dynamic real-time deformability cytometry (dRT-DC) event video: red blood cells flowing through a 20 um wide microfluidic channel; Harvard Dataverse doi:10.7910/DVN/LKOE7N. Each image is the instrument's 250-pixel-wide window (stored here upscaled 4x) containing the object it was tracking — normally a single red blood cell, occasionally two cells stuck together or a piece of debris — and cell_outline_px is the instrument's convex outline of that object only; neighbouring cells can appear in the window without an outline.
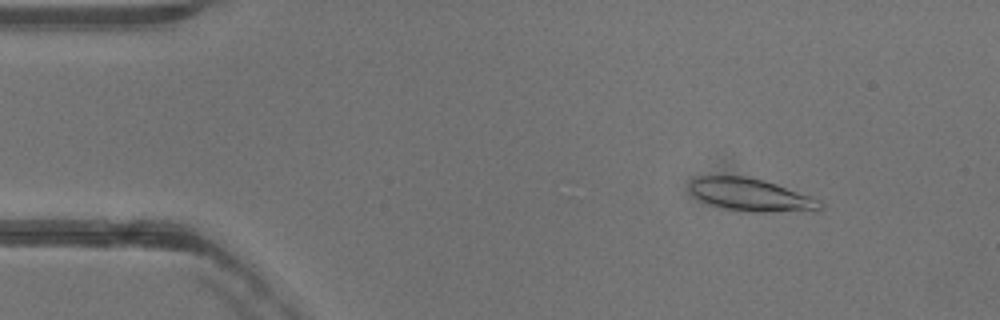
{"species": "common noctule bat (a hibernating species)", "species_latin": "Nyctalus noctula", "temperature_condition": "warm", "stored_images_in_passage": 49, "camera_frame_rate_fps": 3000, "um_per_image_px": 0.085, "animal": {"sex": "female"}, "frame": {"image": 1, "passage_image": 6, "time_ms": 1.667, "image_size_px": [1000, 320], "cell_outline_px": [[824, 208], [820, 212], [752, 212], [724, 208], [708, 204], [700, 200], [688, 188], [688, 184], [692, 180], [700, 176], [748, 176], [764, 180], [776, 184], [820, 200], [824, 204]], "centroid_in_image_um": [63.89, 16.59], "position_along_channel_um": 21.1, "area_um2": 25.2}}
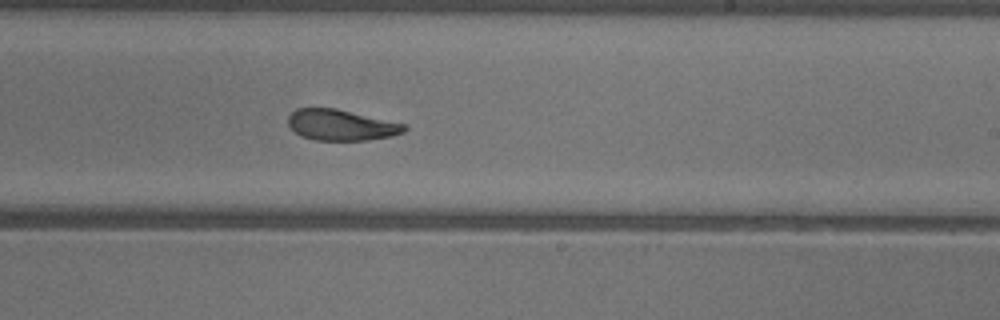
{"frame": {"image": 2, "passage_image": 30, "time_ms": 9.667, "image_size_px": [1000, 320], "cell_outline_px": [[408, 128], [404, 132], [392, 136], [368, 140], [316, 140], [300, 136], [288, 124], [288, 116], [296, 108], [336, 108], [408, 124]], "centroid_in_image_um": [29.04, 10.62], "position_along_channel_um": 260.0, "area_um2": 21.1}}
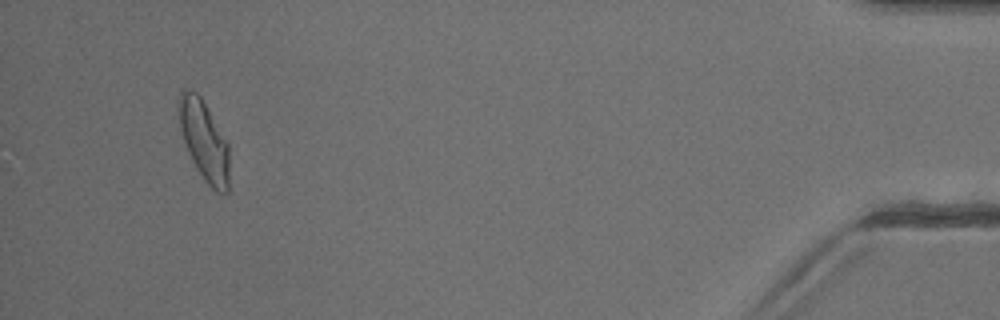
{"frame": {"image": 3, "passage_image": 48, "time_ms": 15.667, "image_size_px": [1000, 320], "cell_outline_px": [[228, 192], [224, 196], [216, 192], [204, 180], [196, 168], [192, 160], [184, 140], [180, 128], [176, 104], [176, 100], [180, 92], [184, 88], [196, 92], [200, 96], [228, 144]], "centroid_in_image_um": [17.31, 11.94], "position_along_channel_um": 417.9, "area_um2": 23.47}}